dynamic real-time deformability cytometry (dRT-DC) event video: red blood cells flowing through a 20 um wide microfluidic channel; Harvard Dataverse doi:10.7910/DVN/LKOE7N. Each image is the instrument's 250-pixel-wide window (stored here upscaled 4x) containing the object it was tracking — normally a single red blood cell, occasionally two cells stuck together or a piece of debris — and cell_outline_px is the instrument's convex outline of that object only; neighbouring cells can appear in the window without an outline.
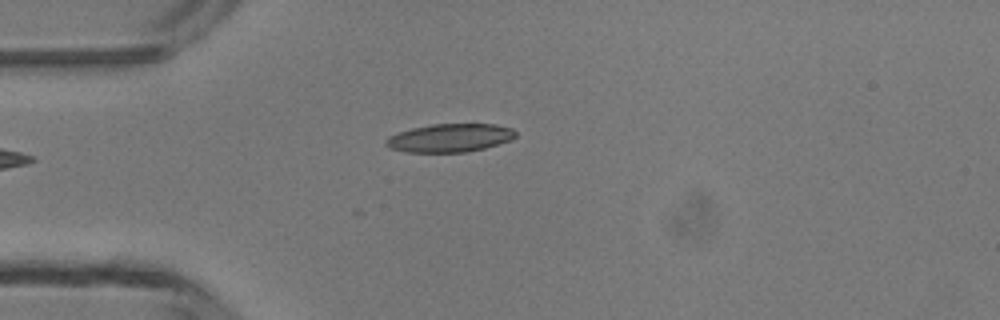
{"species": "common noctule bat (a hibernating species)", "species_latin": "Nyctalus noctula", "temperature_condition": "room temperature", "stored_images_in_passage": 5, "camera_frame_rate_fps": 3000, "um_per_image_px": 0.085, "animal": {"sex": "male", "body_mass_g": 13.3}, "frame": {"image": 1, "passage_image": 4, "time_ms": 3.333, "image_size_px": [1000, 320], "cell_outline_px": [[516, 136], [508, 140], [484, 148], [464, 152], [408, 152], [392, 148], [384, 144], [384, 140], [388, 136], [412, 128], [432, 124], [496, 124], [512, 128], [516, 132]], "centroid_in_image_um": [38.22, 11.71], "position_along_channel_um": 46.8, "area_um2": 21.15}}